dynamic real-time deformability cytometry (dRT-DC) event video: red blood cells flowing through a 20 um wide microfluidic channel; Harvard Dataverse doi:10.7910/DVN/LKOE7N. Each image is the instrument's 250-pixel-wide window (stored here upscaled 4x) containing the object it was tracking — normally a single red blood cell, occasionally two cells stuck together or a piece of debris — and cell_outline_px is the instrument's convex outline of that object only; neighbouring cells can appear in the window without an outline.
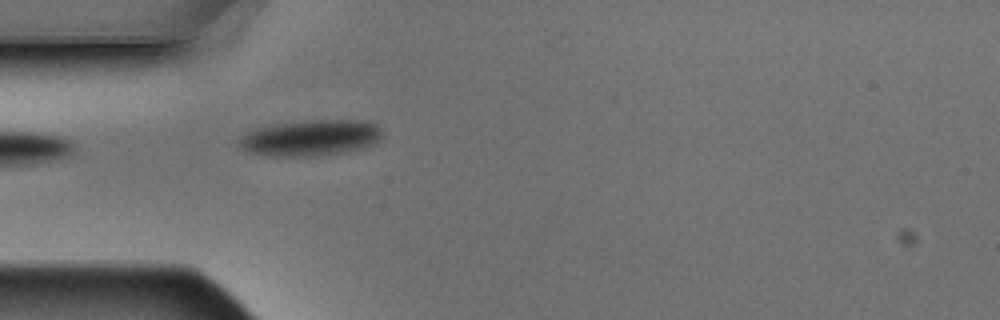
{"species": "Egyptian fruit bat (a non-hibernating species)", "species_latin": "Rousettus aegyptiacus", "temperature_condition": "warm", "stored_images_in_passage": 5, "camera_frame_rate_fps": 3000, "um_per_image_px": 0.085, "animal": {"sex": "male"}, "frame": {"image": 1, "passage_image": 5, "time_ms": 1.333, "image_size_px": [1000, 320], "cell_outline_px": [[380, 140], [376, 144], [364, 148], [344, 152], [320, 156], [276, 156], [252, 152], [244, 148], [240, 144], [240, 140], [252, 128], [276, 124], [312, 120], [364, 120], [376, 124], [380, 128]], "centroid_in_image_um": [26.49, 11.71], "position_along_channel_um": 58.5, "area_um2": 29.82}}